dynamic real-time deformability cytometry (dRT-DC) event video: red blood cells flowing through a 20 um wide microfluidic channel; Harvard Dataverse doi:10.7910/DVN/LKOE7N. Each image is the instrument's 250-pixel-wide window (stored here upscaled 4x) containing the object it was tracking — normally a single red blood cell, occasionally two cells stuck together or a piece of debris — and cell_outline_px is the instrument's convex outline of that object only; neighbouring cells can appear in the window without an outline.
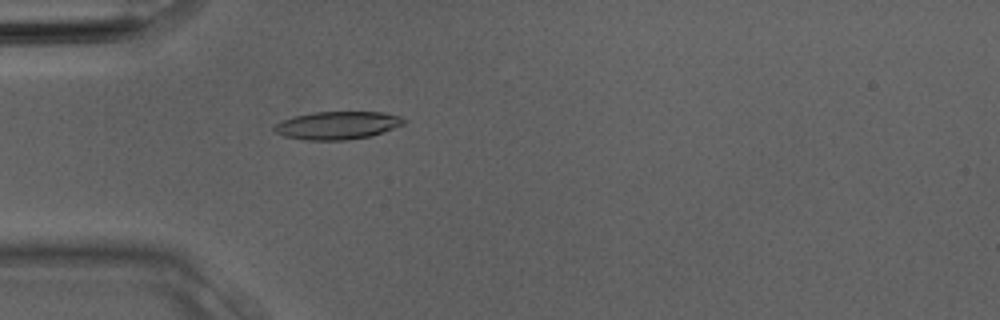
{"species": "Egyptian fruit bat (a non-hibernating species)", "species_latin": "Rousettus aegyptiacus", "temperature_condition": "room temperature", "stored_images_in_passage": 3, "camera_frame_rate_fps": 3000, "um_per_image_px": 0.085, "animal": {"sex": "male"}, "frame": {"image": 1, "passage_image": 3, "time_ms": 0.667, "image_size_px": [1000, 320], "cell_outline_px": [[408, 120], [404, 124], [368, 136], [348, 140], [308, 140], [284, 136], [276, 132], [272, 128], [276, 124], [284, 120], [296, 116], [312, 112], [384, 112], [400, 116]], "centroid_in_image_um": [28.69, 10.65], "position_along_channel_um": 56.3, "area_um2": 20.81}}